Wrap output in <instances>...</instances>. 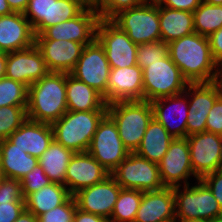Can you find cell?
<instances>
[{
  "instance_id": "cb8c5ba5",
  "label": "cell",
  "mask_w": 222,
  "mask_h": 222,
  "mask_svg": "<svg viewBox=\"0 0 222 222\" xmlns=\"http://www.w3.org/2000/svg\"><path fill=\"white\" fill-rule=\"evenodd\" d=\"M35 44V34L24 13L0 16V50L11 53Z\"/></svg>"
},
{
  "instance_id": "3957f363",
  "label": "cell",
  "mask_w": 222,
  "mask_h": 222,
  "mask_svg": "<svg viewBox=\"0 0 222 222\" xmlns=\"http://www.w3.org/2000/svg\"><path fill=\"white\" fill-rule=\"evenodd\" d=\"M107 114L116 123L124 147L130 153H134L153 118L151 102L145 100L112 102L107 105Z\"/></svg>"
},
{
  "instance_id": "d4e9b609",
  "label": "cell",
  "mask_w": 222,
  "mask_h": 222,
  "mask_svg": "<svg viewBox=\"0 0 222 222\" xmlns=\"http://www.w3.org/2000/svg\"><path fill=\"white\" fill-rule=\"evenodd\" d=\"M7 139L29 155L39 158L54 138L51 124L27 118Z\"/></svg>"
},
{
  "instance_id": "4dcf8cb0",
  "label": "cell",
  "mask_w": 222,
  "mask_h": 222,
  "mask_svg": "<svg viewBox=\"0 0 222 222\" xmlns=\"http://www.w3.org/2000/svg\"><path fill=\"white\" fill-rule=\"evenodd\" d=\"M74 152L54 139L38 158V163L52 183L65 185L66 169Z\"/></svg>"
},
{
  "instance_id": "4316f807",
  "label": "cell",
  "mask_w": 222,
  "mask_h": 222,
  "mask_svg": "<svg viewBox=\"0 0 222 222\" xmlns=\"http://www.w3.org/2000/svg\"><path fill=\"white\" fill-rule=\"evenodd\" d=\"M0 164L4 178L21 181L38 164V158L5 139L0 141Z\"/></svg>"
},
{
  "instance_id": "603a6c76",
  "label": "cell",
  "mask_w": 222,
  "mask_h": 222,
  "mask_svg": "<svg viewBox=\"0 0 222 222\" xmlns=\"http://www.w3.org/2000/svg\"><path fill=\"white\" fill-rule=\"evenodd\" d=\"M134 222H176L173 187L143 192Z\"/></svg>"
},
{
  "instance_id": "f6af8a7d",
  "label": "cell",
  "mask_w": 222,
  "mask_h": 222,
  "mask_svg": "<svg viewBox=\"0 0 222 222\" xmlns=\"http://www.w3.org/2000/svg\"><path fill=\"white\" fill-rule=\"evenodd\" d=\"M211 54L216 64L222 61V27L208 37Z\"/></svg>"
},
{
  "instance_id": "f5cc1de1",
  "label": "cell",
  "mask_w": 222,
  "mask_h": 222,
  "mask_svg": "<svg viewBox=\"0 0 222 222\" xmlns=\"http://www.w3.org/2000/svg\"><path fill=\"white\" fill-rule=\"evenodd\" d=\"M142 5L160 6L163 0H140Z\"/></svg>"
},
{
  "instance_id": "e0dca14e",
  "label": "cell",
  "mask_w": 222,
  "mask_h": 222,
  "mask_svg": "<svg viewBox=\"0 0 222 222\" xmlns=\"http://www.w3.org/2000/svg\"><path fill=\"white\" fill-rule=\"evenodd\" d=\"M48 73L41 51L35 44L27 49L6 53L5 77L27 88Z\"/></svg>"
},
{
  "instance_id": "f546056e",
  "label": "cell",
  "mask_w": 222,
  "mask_h": 222,
  "mask_svg": "<svg viewBox=\"0 0 222 222\" xmlns=\"http://www.w3.org/2000/svg\"><path fill=\"white\" fill-rule=\"evenodd\" d=\"M72 195L65 185L50 183L25 198V208L36 217L64 204Z\"/></svg>"
},
{
  "instance_id": "30bf717a",
  "label": "cell",
  "mask_w": 222,
  "mask_h": 222,
  "mask_svg": "<svg viewBox=\"0 0 222 222\" xmlns=\"http://www.w3.org/2000/svg\"><path fill=\"white\" fill-rule=\"evenodd\" d=\"M96 39L104 47L111 68L137 65V44H135L111 19H99Z\"/></svg>"
},
{
  "instance_id": "f1b7e54d",
  "label": "cell",
  "mask_w": 222,
  "mask_h": 222,
  "mask_svg": "<svg viewBox=\"0 0 222 222\" xmlns=\"http://www.w3.org/2000/svg\"><path fill=\"white\" fill-rule=\"evenodd\" d=\"M173 139L166 128L153 117L135 153L158 164L165 156Z\"/></svg>"
},
{
  "instance_id": "681fc988",
  "label": "cell",
  "mask_w": 222,
  "mask_h": 222,
  "mask_svg": "<svg viewBox=\"0 0 222 222\" xmlns=\"http://www.w3.org/2000/svg\"><path fill=\"white\" fill-rule=\"evenodd\" d=\"M222 94V61L216 66V75L213 81Z\"/></svg>"
},
{
  "instance_id": "d6a6232c",
  "label": "cell",
  "mask_w": 222,
  "mask_h": 222,
  "mask_svg": "<svg viewBox=\"0 0 222 222\" xmlns=\"http://www.w3.org/2000/svg\"><path fill=\"white\" fill-rule=\"evenodd\" d=\"M193 20L195 32L209 37L222 27V5H210L202 1L193 12Z\"/></svg>"
},
{
  "instance_id": "9a60e30c",
  "label": "cell",
  "mask_w": 222,
  "mask_h": 222,
  "mask_svg": "<svg viewBox=\"0 0 222 222\" xmlns=\"http://www.w3.org/2000/svg\"><path fill=\"white\" fill-rule=\"evenodd\" d=\"M186 138L192 170L199 179L222 169V135L205 131L191 134Z\"/></svg>"
},
{
  "instance_id": "5b68a950",
  "label": "cell",
  "mask_w": 222,
  "mask_h": 222,
  "mask_svg": "<svg viewBox=\"0 0 222 222\" xmlns=\"http://www.w3.org/2000/svg\"><path fill=\"white\" fill-rule=\"evenodd\" d=\"M173 192L176 222L211 221L222 216L219 203L201 180L194 183V186L189 184L173 187Z\"/></svg>"
},
{
  "instance_id": "836d02e7",
  "label": "cell",
  "mask_w": 222,
  "mask_h": 222,
  "mask_svg": "<svg viewBox=\"0 0 222 222\" xmlns=\"http://www.w3.org/2000/svg\"><path fill=\"white\" fill-rule=\"evenodd\" d=\"M28 88L13 79H0V108L4 106H27Z\"/></svg>"
},
{
  "instance_id": "277c9868",
  "label": "cell",
  "mask_w": 222,
  "mask_h": 222,
  "mask_svg": "<svg viewBox=\"0 0 222 222\" xmlns=\"http://www.w3.org/2000/svg\"><path fill=\"white\" fill-rule=\"evenodd\" d=\"M107 111H67L51 124L56 142L74 153L87 152L97 126Z\"/></svg>"
},
{
  "instance_id": "5bb4252c",
  "label": "cell",
  "mask_w": 222,
  "mask_h": 222,
  "mask_svg": "<svg viewBox=\"0 0 222 222\" xmlns=\"http://www.w3.org/2000/svg\"><path fill=\"white\" fill-rule=\"evenodd\" d=\"M97 11L89 4L75 18L46 28L35 40H67L91 44L96 39Z\"/></svg>"
},
{
  "instance_id": "8fae6325",
  "label": "cell",
  "mask_w": 222,
  "mask_h": 222,
  "mask_svg": "<svg viewBox=\"0 0 222 222\" xmlns=\"http://www.w3.org/2000/svg\"><path fill=\"white\" fill-rule=\"evenodd\" d=\"M87 152L110 174L130 153L119 137L116 123L108 114L99 122Z\"/></svg>"
},
{
  "instance_id": "83f0119b",
  "label": "cell",
  "mask_w": 222,
  "mask_h": 222,
  "mask_svg": "<svg viewBox=\"0 0 222 222\" xmlns=\"http://www.w3.org/2000/svg\"><path fill=\"white\" fill-rule=\"evenodd\" d=\"M161 41L169 43L189 35L194 30L193 12L159 6Z\"/></svg>"
},
{
  "instance_id": "60d3db41",
  "label": "cell",
  "mask_w": 222,
  "mask_h": 222,
  "mask_svg": "<svg viewBox=\"0 0 222 222\" xmlns=\"http://www.w3.org/2000/svg\"><path fill=\"white\" fill-rule=\"evenodd\" d=\"M206 131L222 135V95L209 111L206 119Z\"/></svg>"
},
{
  "instance_id": "8d00e7d4",
  "label": "cell",
  "mask_w": 222,
  "mask_h": 222,
  "mask_svg": "<svg viewBox=\"0 0 222 222\" xmlns=\"http://www.w3.org/2000/svg\"><path fill=\"white\" fill-rule=\"evenodd\" d=\"M89 4L97 11L99 18L112 19L120 11L141 5L140 0H91Z\"/></svg>"
},
{
  "instance_id": "e575fe53",
  "label": "cell",
  "mask_w": 222,
  "mask_h": 222,
  "mask_svg": "<svg viewBox=\"0 0 222 222\" xmlns=\"http://www.w3.org/2000/svg\"><path fill=\"white\" fill-rule=\"evenodd\" d=\"M27 106L0 108V141L7 139L27 120Z\"/></svg>"
},
{
  "instance_id": "7402d4cb",
  "label": "cell",
  "mask_w": 222,
  "mask_h": 222,
  "mask_svg": "<svg viewBox=\"0 0 222 222\" xmlns=\"http://www.w3.org/2000/svg\"><path fill=\"white\" fill-rule=\"evenodd\" d=\"M143 100V70L138 66L111 68L107 105L116 101Z\"/></svg>"
},
{
  "instance_id": "1f68e13d",
  "label": "cell",
  "mask_w": 222,
  "mask_h": 222,
  "mask_svg": "<svg viewBox=\"0 0 222 222\" xmlns=\"http://www.w3.org/2000/svg\"><path fill=\"white\" fill-rule=\"evenodd\" d=\"M143 191L121 188L108 222H134Z\"/></svg>"
},
{
  "instance_id": "ac0fdd59",
  "label": "cell",
  "mask_w": 222,
  "mask_h": 222,
  "mask_svg": "<svg viewBox=\"0 0 222 222\" xmlns=\"http://www.w3.org/2000/svg\"><path fill=\"white\" fill-rule=\"evenodd\" d=\"M153 117L173 138L187 137L188 86L181 94L151 101Z\"/></svg>"
},
{
  "instance_id": "d590c367",
  "label": "cell",
  "mask_w": 222,
  "mask_h": 222,
  "mask_svg": "<svg viewBox=\"0 0 222 222\" xmlns=\"http://www.w3.org/2000/svg\"><path fill=\"white\" fill-rule=\"evenodd\" d=\"M137 65L143 70L147 63L160 61L169 55V45L163 41L139 44L137 46Z\"/></svg>"
},
{
  "instance_id": "52a82bcc",
  "label": "cell",
  "mask_w": 222,
  "mask_h": 222,
  "mask_svg": "<svg viewBox=\"0 0 222 222\" xmlns=\"http://www.w3.org/2000/svg\"><path fill=\"white\" fill-rule=\"evenodd\" d=\"M88 5L87 0H29L24 16L36 36L50 26L75 18Z\"/></svg>"
},
{
  "instance_id": "7c38bea8",
  "label": "cell",
  "mask_w": 222,
  "mask_h": 222,
  "mask_svg": "<svg viewBox=\"0 0 222 222\" xmlns=\"http://www.w3.org/2000/svg\"><path fill=\"white\" fill-rule=\"evenodd\" d=\"M111 67L106 58L104 47L95 39L85 45L80 58L70 73L77 80L99 92L107 104V85Z\"/></svg>"
},
{
  "instance_id": "ba28073f",
  "label": "cell",
  "mask_w": 222,
  "mask_h": 222,
  "mask_svg": "<svg viewBox=\"0 0 222 222\" xmlns=\"http://www.w3.org/2000/svg\"><path fill=\"white\" fill-rule=\"evenodd\" d=\"M137 45L161 40L159 6L139 5L111 19Z\"/></svg>"
},
{
  "instance_id": "6da1fadb",
  "label": "cell",
  "mask_w": 222,
  "mask_h": 222,
  "mask_svg": "<svg viewBox=\"0 0 222 222\" xmlns=\"http://www.w3.org/2000/svg\"><path fill=\"white\" fill-rule=\"evenodd\" d=\"M169 56L189 83L213 82L216 66L208 37L196 32L168 43Z\"/></svg>"
},
{
  "instance_id": "d6986e66",
  "label": "cell",
  "mask_w": 222,
  "mask_h": 222,
  "mask_svg": "<svg viewBox=\"0 0 222 222\" xmlns=\"http://www.w3.org/2000/svg\"><path fill=\"white\" fill-rule=\"evenodd\" d=\"M222 94L214 82L188 84L187 136L206 131V119Z\"/></svg>"
},
{
  "instance_id": "6f0895ef",
  "label": "cell",
  "mask_w": 222,
  "mask_h": 222,
  "mask_svg": "<svg viewBox=\"0 0 222 222\" xmlns=\"http://www.w3.org/2000/svg\"><path fill=\"white\" fill-rule=\"evenodd\" d=\"M186 222H210V221H202V220H199V221H186Z\"/></svg>"
},
{
  "instance_id": "8992f818",
  "label": "cell",
  "mask_w": 222,
  "mask_h": 222,
  "mask_svg": "<svg viewBox=\"0 0 222 222\" xmlns=\"http://www.w3.org/2000/svg\"><path fill=\"white\" fill-rule=\"evenodd\" d=\"M188 84L179 67L168 55L160 61L147 63L143 69V100L151 102L181 94Z\"/></svg>"
},
{
  "instance_id": "b9f144b4",
  "label": "cell",
  "mask_w": 222,
  "mask_h": 222,
  "mask_svg": "<svg viewBox=\"0 0 222 222\" xmlns=\"http://www.w3.org/2000/svg\"><path fill=\"white\" fill-rule=\"evenodd\" d=\"M200 180L210 189L222 209V169L206 174Z\"/></svg>"
},
{
  "instance_id": "44dd1931",
  "label": "cell",
  "mask_w": 222,
  "mask_h": 222,
  "mask_svg": "<svg viewBox=\"0 0 222 222\" xmlns=\"http://www.w3.org/2000/svg\"><path fill=\"white\" fill-rule=\"evenodd\" d=\"M49 72L71 73L84 49L83 43L67 40H35Z\"/></svg>"
},
{
  "instance_id": "bcb514c9",
  "label": "cell",
  "mask_w": 222,
  "mask_h": 222,
  "mask_svg": "<svg viewBox=\"0 0 222 222\" xmlns=\"http://www.w3.org/2000/svg\"><path fill=\"white\" fill-rule=\"evenodd\" d=\"M73 222H108V220L103 216L87 213L76 208Z\"/></svg>"
},
{
  "instance_id": "74e56055",
  "label": "cell",
  "mask_w": 222,
  "mask_h": 222,
  "mask_svg": "<svg viewBox=\"0 0 222 222\" xmlns=\"http://www.w3.org/2000/svg\"><path fill=\"white\" fill-rule=\"evenodd\" d=\"M77 204L74 196H71L64 204L38 216V222H73Z\"/></svg>"
},
{
  "instance_id": "816d5d0a",
  "label": "cell",
  "mask_w": 222,
  "mask_h": 222,
  "mask_svg": "<svg viewBox=\"0 0 222 222\" xmlns=\"http://www.w3.org/2000/svg\"><path fill=\"white\" fill-rule=\"evenodd\" d=\"M6 72V53L2 52L0 54V79L5 77Z\"/></svg>"
},
{
  "instance_id": "c3c4849f",
  "label": "cell",
  "mask_w": 222,
  "mask_h": 222,
  "mask_svg": "<svg viewBox=\"0 0 222 222\" xmlns=\"http://www.w3.org/2000/svg\"><path fill=\"white\" fill-rule=\"evenodd\" d=\"M14 222H38V218L25 209Z\"/></svg>"
},
{
  "instance_id": "db71d44e",
  "label": "cell",
  "mask_w": 222,
  "mask_h": 222,
  "mask_svg": "<svg viewBox=\"0 0 222 222\" xmlns=\"http://www.w3.org/2000/svg\"><path fill=\"white\" fill-rule=\"evenodd\" d=\"M207 4L220 6L222 5V0H202Z\"/></svg>"
},
{
  "instance_id": "7dc6e473",
  "label": "cell",
  "mask_w": 222,
  "mask_h": 222,
  "mask_svg": "<svg viewBox=\"0 0 222 222\" xmlns=\"http://www.w3.org/2000/svg\"><path fill=\"white\" fill-rule=\"evenodd\" d=\"M13 12L24 13L29 4V0H7Z\"/></svg>"
},
{
  "instance_id": "ffe728a7",
  "label": "cell",
  "mask_w": 222,
  "mask_h": 222,
  "mask_svg": "<svg viewBox=\"0 0 222 222\" xmlns=\"http://www.w3.org/2000/svg\"><path fill=\"white\" fill-rule=\"evenodd\" d=\"M110 173L88 152L74 153L66 169L65 186L73 196L102 182Z\"/></svg>"
},
{
  "instance_id": "4fadbf2b",
  "label": "cell",
  "mask_w": 222,
  "mask_h": 222,
  "mask_svg": "<svg viewBox=\"0 0 222 222\" xmlns=\"http://www.w3.org/2000/svg\"><path fill=\"white\" fill-rule=\"evenodd\" d=\"M158 167L164 187L192 184L188 181L191 176H194L196 181L200 180L192 170L187 138H174Z\"/></svg>"
},
{
  "instance_id": "f907efd6",
  "label": "cell",
  "mask_w": 222,
  "mask_h": 222,
  "mask_svg": "<svg viewBox=\"0 0 222 222\" xmlns=\"http://www.w3.org/2000/svg\"><path fill=\"white\" fill-rule=\"evenodd\" d=\"M13 13L7 0H0V16L9 15Z\"/></svg>"
},
{
  "instance_id": "11a10c76",
  "label": "cell",
  "mask_w": 222,
  "mask_h": 222,
  "mask_svg": "<svg viewBox=\"0 0 222 222\" xmlns=\"http://www.w3.org/2000/svg\"><path fill=\"white\" fill-rule=\"evenodd\" d=\"M210 222H222V216L221 217H217V218L211 220Z\"/></svg>"
},
{
  "instance_id": "2e32d148",
  "label": "cell",
  "mask_w": 222,
  "mask_h": 222,
  "mask_svg": "<svg viewBox=\"0 0 222 222\" xmlns=\"http://www.w3.org/2000/svg\"><path fill=\"white\" fill-rule=\"evenodd\" d=\"M121 188L109 175L102 182L83 188L73 196L78 209L103 216L109 220Z\"/></svg>"
},
{
  "instance_id": "f35d334b",
  "label": "cell",
  "mask_w": 222,
  "mask_h": 222,
  "mask_svg": "<svg viewBox=\"0 0 222 222\" xmlns=\"http://www.w3.org/2000/svg\"><path fill=\"white\" fill-rule=\"evenodd\" d=\"M20 182L24 198L52 183L39 163Z\"/></svg>"
},
{
  "instance_id": "7bdbcfd3",
  "label": "cell",
  "mask_w": 222,
  "mask_h": 222,
  "mask_svg": "<svg viewBox=\"0 0 222 222\" xmlns=\"http://www.w3.org/2000/svg\"><path fill=\"white\" fill-rule=\"evenodd\" d=\"M25 209V202H0V222H14Z\"/></svg>"
},
{
  "instance_id": "9c48e42d",
  "label": "cell",
  "mask_w": 222,
  "mask_h": 222,
  "mask_svg": "<svg viewBox=\"0 0 222 222\" xmlns=\"http://www.w3.org/2000/svg\"><path fill=\"white\" fill-rule=\"evenodd\" d=\"M110 175L124 189L146 192L164 188L158 164L140 157L135 152L129 153Z\"/></svg>"
},
{
  "instance_id": "7a4b0ae2",
  "label": "cell",
  "mask_w": 222,
  "mask_h": 222,
  "mask_svg": "<svg viewBox=\"0 0 222 222\" xmlns=\"http://www.w3.org/2000/svg\"><path fill=\"white\" fill-rule=\"evenodd\" d=\"M27 117L52 124L67 112L66 73L49 72L28 87Z\"/></svg>"
},
{
  "instance_id": "ab89813d",
  "label": "cell",
  "mask_w": 222,
  "mask_h": 222,
  "mask_svg": "<svg viewBox=\"0 0 222 222\" xmlns=\"http://www.w3.org/2000/svg\"><path fill=\"white\" fill-rule=\"evenodd\" d=\"M0 202H25L19 180L3 178L0 181Z\"/></svg>"
},
{
  "instance_id": "9f6ffc18",
  "label": "cell",
  "mask_w": 222,
  "mask_h": 222,
  "mask_svg": "<svg viewBox=\"0 0 222 222\" xmlns=\"http://www.w3.org/2000/svg\"><path fill=\"white\" fill-rule=\"evenodd\" d=\"M2 171H1V164H0V181L3 179Z\"/></svg>"
},
{
  "instance_id": "484cf974",
  "label": "cell",
  "mask_w": 222,
  "mask_h": 222,
  "mask_svg": "<svg viewBox=\"0 0 222 222\" xmlns=\"http://www.w3.org/2000/svg\"><path fill=\"white\" fill-rule=\"evenodd\" d=\"M67 111H107L104 97L94 88L66 73Z\"/></svg>"
},
{
  "instance_id": "ee69618b",
  "label": "cell",
  "mask_w": 222,
  "mask_h": 222,
  "mask_svg": "<svg viewBox=\"0 0 222 222\" xmlns=\"http://www.w3.org/2000/svg\"><path fill=\"white\" fill-rule=\"evenodd\" d=\"M202 0H163L161 6L171 9L194 12Z\"/></svg>"
}]
</instances>
